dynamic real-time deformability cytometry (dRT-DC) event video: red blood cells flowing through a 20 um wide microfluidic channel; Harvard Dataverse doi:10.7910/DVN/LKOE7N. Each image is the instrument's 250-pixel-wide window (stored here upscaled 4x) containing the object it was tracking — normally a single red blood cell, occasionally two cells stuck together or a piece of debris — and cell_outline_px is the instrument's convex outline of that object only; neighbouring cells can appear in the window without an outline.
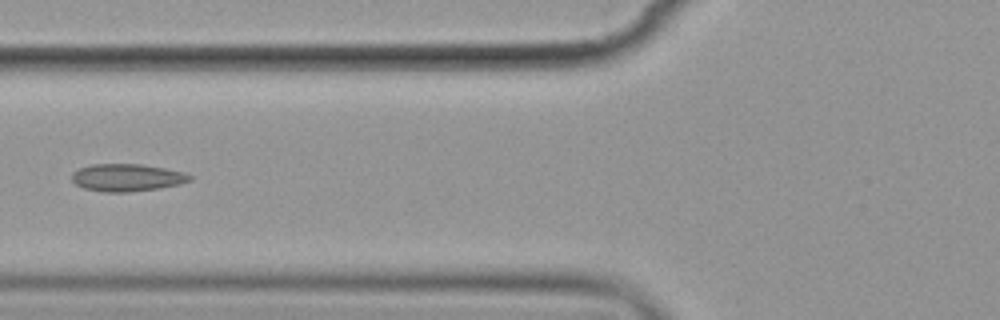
{"species": "common noctule bat (a hibernating species)", "species_latin": "Nyctalus noctula", "temperature_condition": "cold", "stored_images_in_passage": 10, "camera_frame_rate_fps": 3000, "um_per_image_px": 0.085, "animal": {"sex": "female", "body_mass_g": 19.9}, "frame": {"image": 1, "passage_image": 6, "time_ms": 6.667, "image_size_px": [1000, 320], "cell_outline_px": [[192, 180], [180, 184], [160, 188], [128, 192], [104, 192], [84, 188], [76, 184], [72, 180], [72, 172], [80, 168], [92, 164], [140, 164], [164, 168], [184, 172], [192, 176]], "centroid_in_image_um": [10.8, 15.09], "position_along_channel_um": 115.0, "area_um2": 18.84}}
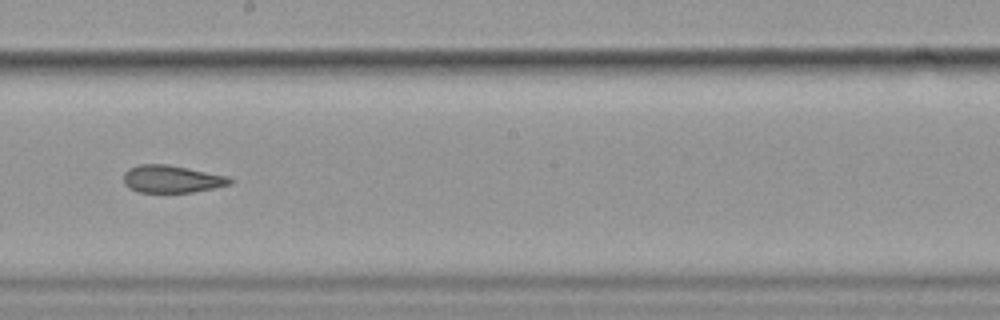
{"frame": {"image": 2, "passage_image": 9, "time_ms": 10.0, "image_size_px": [1000, 320], "cell_outline_px": [[236, 180], [232, 184], [192, 192], [136, 192], [128, 188], [124, 184], [124, 172], [128, 168], [140, 164], [168, 164], [228, 176]], "centroid_in_image_um": [14.59, 15.21], "position_along_channel_um": 233.6, "area_um2": 17.17}}
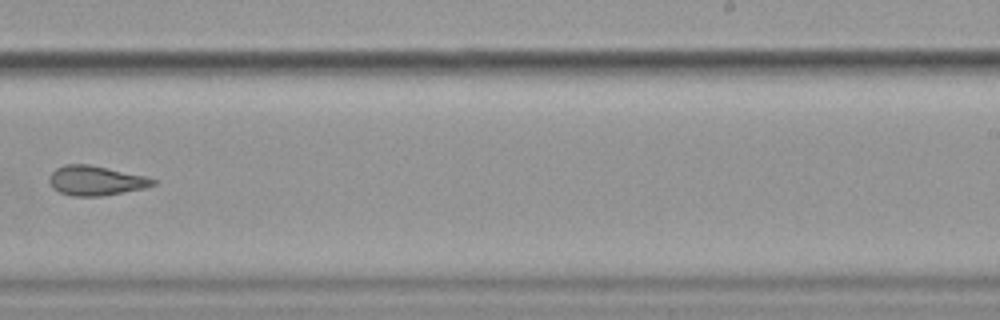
{"frame": {"image": 3, "passage_image": 10, "time_ms": 11.333, "image_size_px": [1000, 320], "cell_outline_px": [[156, 184], [144, 188], [124, 192], [100, 196], [72, 196], [60, 192], [52, 188], [48, 180], [48, 176], [56, 168], [64, 164], [88, 164], [144, 176], [156, 180]], "centroid_in_image_um": [8.09, 15.35], "position_along_channel_um": 280.9, "area_um2": 17.8}}